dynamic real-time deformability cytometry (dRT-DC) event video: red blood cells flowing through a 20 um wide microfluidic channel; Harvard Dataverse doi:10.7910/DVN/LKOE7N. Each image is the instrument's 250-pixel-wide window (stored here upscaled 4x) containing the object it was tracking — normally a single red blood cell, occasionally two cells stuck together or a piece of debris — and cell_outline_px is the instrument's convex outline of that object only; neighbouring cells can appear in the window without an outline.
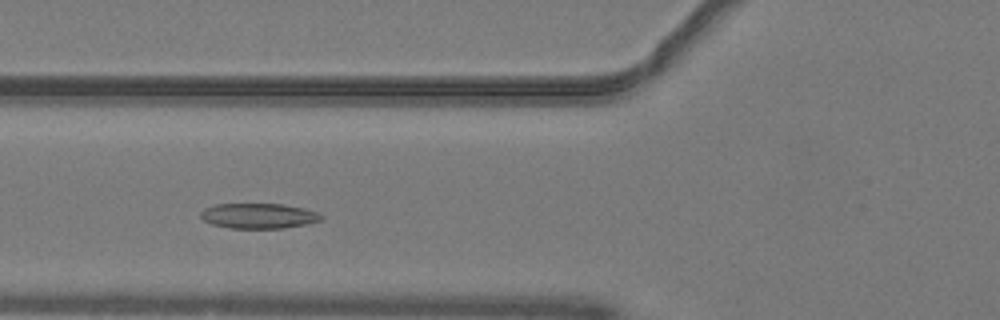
{"species": "common noctule bat (a hibernating species)", "species_latin": "Nyctalus noctula", "temperature_condition": "warm", "stored_images_in_passage": 39, "camera_frame_rate_fps": 3000, "um_per_image_px": 0.085, "animal": {"sex": "male", "body_mass_g": 19.2, "forearm_length_mm": 51.8}, "frame": {"image": 1, "passage_image": 8, "time_ms": 2.333, "image_size_px": [1000, 320], "cell_outline_px": [[324, 216], [320, 220], [308, 224], [284, 228], [232, 228], [212, 224], [204, 220], [200, 216], [200, 212], [204, 208], [216, 204], [280, 204], [304, 208], [316, 212]], "centroid_in_image_um": [21.98, 18.35], "position_along_channel_um": 103.8, "area_um2": 17.63}}
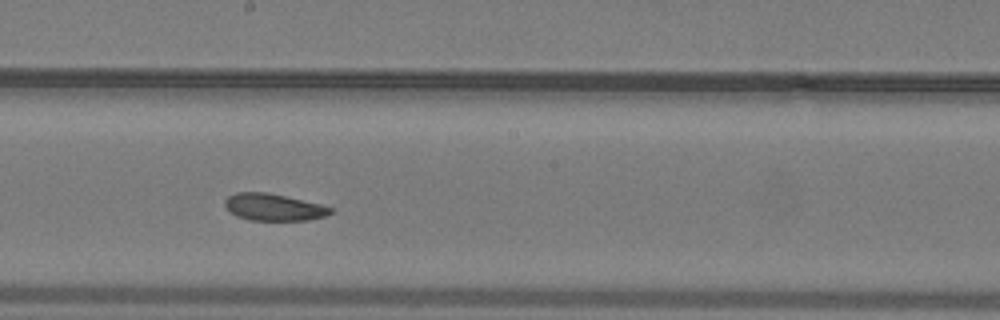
{"frame": {"image": 2, "passage_image": 17, "time_ms": 5.333, "image_size_px": [1000, 320], "cell_outline_px": [[332, 212], [324, 216], [308, 220], [252, 220], [236, 216], [224, 204], [224, 200], [228, 196], [236, 192], [268, 192], [320, 204], [332, 208]], "centroid_in_image_um": [23.24, 17.6], "position_along_channel_um": 225.0, "area_um2": 16.42}}
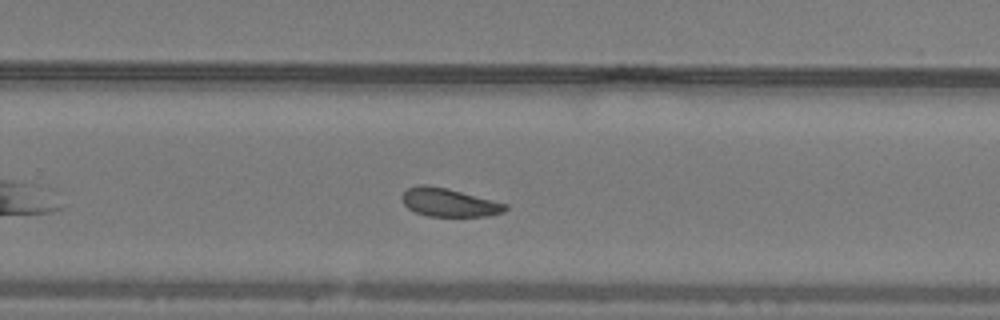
{"frame": {"image": 3, "passage_image": 22, "time_ms": 7.0, "image_size_px": [1000, 320], "cell_outline_px": [[508, 208], [504, 212], [484, 216], [428, 216], [416, 212], [408, 208], [404, 204], [404, 192], [408, 188], [416, 184], [424, 184], [448, 188], [508, 204]], "centroid_in_image_um": [38.19, 17.2], "position_along_channel_um": 291.6, "area_um2": 16.94}, "authors_computed_cell_mechanics": {"area_um2": 17.918, "velocity_mm_per_s": 4.03, "shape_relaxation_time_tau1_ms": null, "shape_relaxation_time_tau2_ms": 3.0758, "deformation_change_tau1": null, "deformation_change_tau2": 0.0922}}